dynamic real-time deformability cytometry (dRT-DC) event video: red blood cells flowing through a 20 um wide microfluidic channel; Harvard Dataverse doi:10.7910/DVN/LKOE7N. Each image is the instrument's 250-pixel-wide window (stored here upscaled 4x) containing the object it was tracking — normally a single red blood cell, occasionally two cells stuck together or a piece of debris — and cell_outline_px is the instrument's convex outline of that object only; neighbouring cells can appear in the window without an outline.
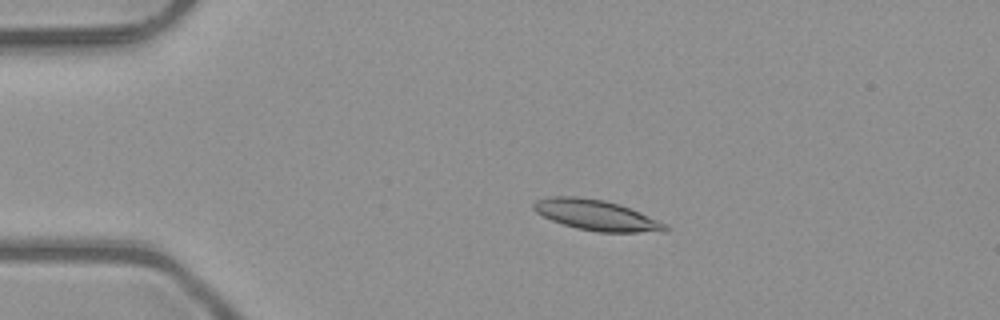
{"species": "common noctule bat (a hibernating species)", "species_latin": "Nyctalus noctula", "temperature_condition": "room temperature", "stored_images_in_passage": 3, "camera_frame_rate_fps": 3000, "um_per_image_px": 0.085, "animal": {"sex": "male", "body_mass_g": 23.1, "forearm_length_mm": 52.7}, "frame": {"image": 1, "passage_image": 2, "time_ms": 0.333, "image_size_px": [1000, 320], "cell_outline_px": [[672, 228], [668, 232], [596, 232], [576, 228], [552, 220], [536, 212], [532, 208], [532, 204], [536, 200], [548, 196], [576, 196], [604, 200], [620, 204], [640, 212], [668, 224]], "centroid_in_image_um": [50.74, 18.29], "position_along_channel_um": 34.3, "area_um2": 23.7}}